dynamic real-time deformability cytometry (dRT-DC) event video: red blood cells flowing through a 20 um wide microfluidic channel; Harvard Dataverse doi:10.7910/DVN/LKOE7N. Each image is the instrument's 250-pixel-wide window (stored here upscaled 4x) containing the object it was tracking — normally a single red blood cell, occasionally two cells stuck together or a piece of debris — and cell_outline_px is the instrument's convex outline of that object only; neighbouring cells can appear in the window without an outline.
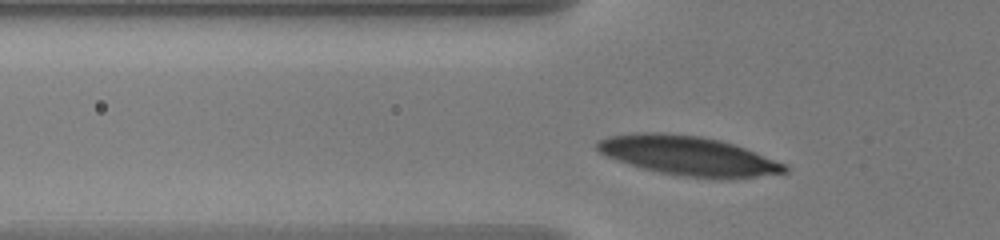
{"species": "human", "species_latin": "Homo sapiens", "temperature_condition": "warm", "stored_images_in_passage": 34, "camera_frame_rate_fps": 3000, "um_per_image_px": 0.085, "donor": {"sex": "male"}, "frame": {"image": 1, "passage_image": 5, "time_ms": 1.333, "image_size_px": [1000, 240], "cell_outline_px": [[788, 172], [756, 176], [684, 176], [660, 172], [644, 168], [604, 156], [596, 148], [596, 140], [608, 136], [636, 132], [656, 132], [700, 136], [720, 140], [744, 148], [784, 164], [788, 168]], "centroid_in_image_um": [58.38, 13.19], "position_along_channel_um": 67.4, "area_um2": 41.67}}
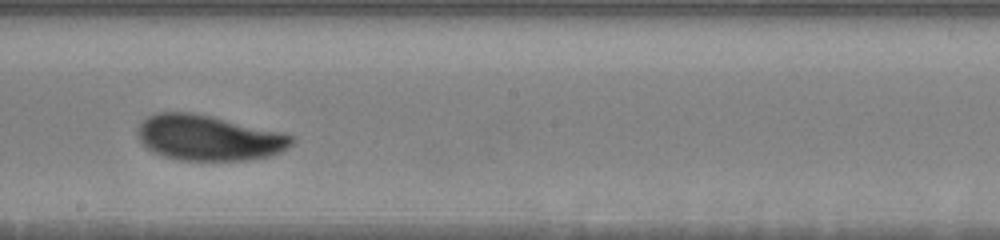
{"frame": {"image": 2, "passage_image": 17, "time_ms": 5.333, "image_size_px": [1000, 240], "cell_outline_px": [[296, 140], [288, 148], [280, 152], [268, 156], [248, 160], [180, 160], [164, 156], [152, 152], [140, 140], [136, 132], [140, 124], [148, 116], [156, 112], [188, 112], [212, 116], [284, 132], [292, 136]], "centroid_in_image_um": [17.76, 11.71], "position_along_channel_um": 230.4, "area_um2": 40.86}}
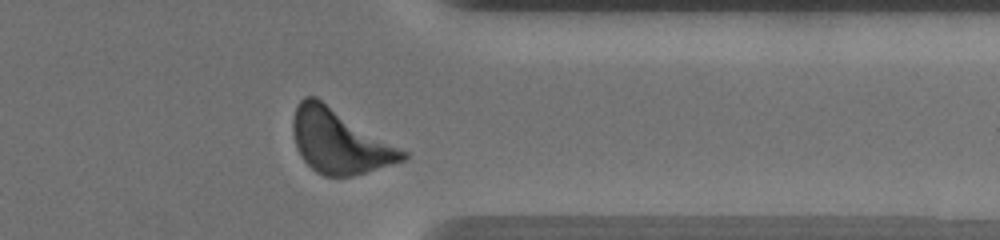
{"frame": {"image": 3, "passage_image": 30, "time_ms": 9.667, "image_size_px": [1000, 240], "cell_outline_px": [[408, 156], [404, 160], [352, 176], [324, 176], [316, 172], [304, 160], [296, 148], [292, 132], [292, 120], [296, 104], [304, 96], [316, 96], [408, 152]], "centroid_in_image_um": [28.82, 11.99], "position_along_channel_um": 382.6, "area_um2": 40.92}, "authors_computed_cell_mechanics": {"area_um2": 40.4311, "velocity_mm_per_s": 3.5675, "shape_relaxation_time_tau1_ms": 2.0568, "shape_relaxation_time_tau2_ms": null, "deformation_change_tau1": 0.1308, "deformation_change_tau2": null}}